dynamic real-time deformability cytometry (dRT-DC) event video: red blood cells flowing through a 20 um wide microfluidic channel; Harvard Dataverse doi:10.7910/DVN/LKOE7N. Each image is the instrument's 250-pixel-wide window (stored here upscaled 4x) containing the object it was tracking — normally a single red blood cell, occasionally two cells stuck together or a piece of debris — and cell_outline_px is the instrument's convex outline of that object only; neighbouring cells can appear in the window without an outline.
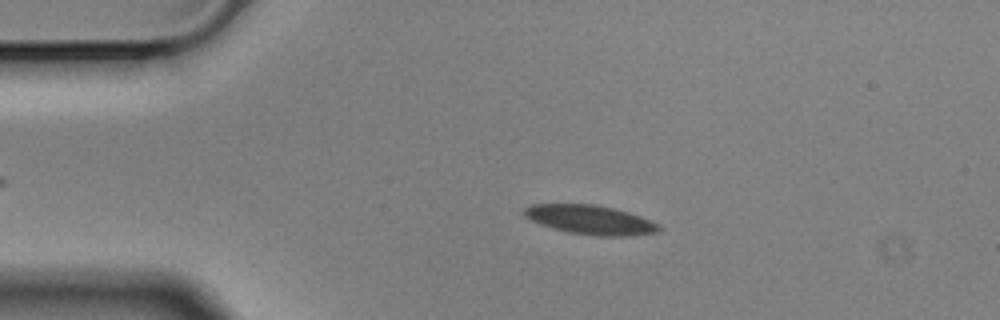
{"species": "Egyptian fruit bat (a non-hibernating species)", "species_latin": "Rousettus aegyptiacus", "temperature_condition": "cold", "stored_images_in_passage": 4, "camera_frame_rate_fps": 3000, "um_per_image_px": 0.085, "animal": {"sex": "male"}, "frame": {"image": 1, "passage_image": 3, "time_ms": 0.667, "image_size_px": [1000, 320], "cell_outline_px": [[660, 232], [632, 236], [596, 236], [568, 232], [552, 228], [540, 224], [524, 216], [524, 208], [532, 204], [592, 204], [612, 208], [628, 212], [640, 216], [656, 224], [660, 228]], "centroid_in_image_um": [50.16, 18.69], "position_along_channel_um": 34.8, "area_um2": 22.77}}